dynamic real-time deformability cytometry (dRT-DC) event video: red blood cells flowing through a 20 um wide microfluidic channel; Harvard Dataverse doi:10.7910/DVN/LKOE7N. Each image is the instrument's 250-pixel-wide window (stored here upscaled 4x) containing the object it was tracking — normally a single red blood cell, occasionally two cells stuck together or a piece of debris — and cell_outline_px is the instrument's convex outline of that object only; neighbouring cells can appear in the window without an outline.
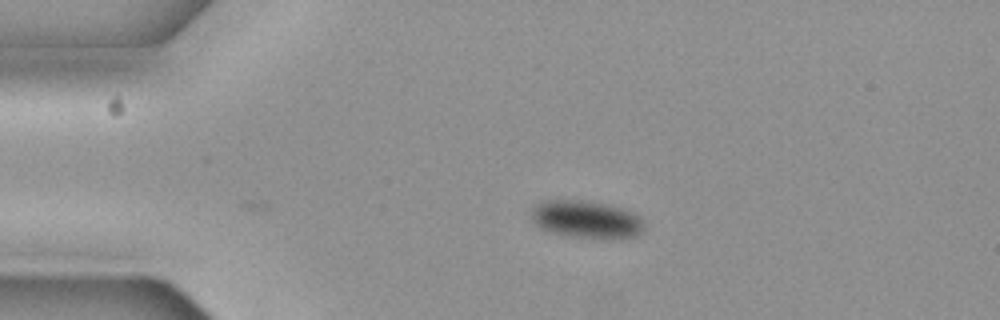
{"species": "common noctule bat (a hibernating species)", "species_latin": "Nyctalus noctula", "temperature_condition": "cold", "stored_images_in_passage": 4, "camera_frame_rate_fps": 3000, "um_per_image_px": 0.085, "animal": {"sex": "female", "body_mass_g": 19.3, "forearm_length_mm": 54.1}, "frame": {"image": 1, "passage_image": 4, "time_ms": 1.0, "image_size_px": [1000, 320], "cell_outline_px": [[644, 228], [640, 236], [620, 240], [568, 236], [548, 232], [540, 228], [532, 220], [532, 208], [536, 204], [544, 200], [580, 200], [604, 204], [620, 208], [632, 212], [644, 224]], "centroid_in_image_um": [49.84, 18.69], "position_along_channel_um": 35.2, "area_um2": 24.97}}